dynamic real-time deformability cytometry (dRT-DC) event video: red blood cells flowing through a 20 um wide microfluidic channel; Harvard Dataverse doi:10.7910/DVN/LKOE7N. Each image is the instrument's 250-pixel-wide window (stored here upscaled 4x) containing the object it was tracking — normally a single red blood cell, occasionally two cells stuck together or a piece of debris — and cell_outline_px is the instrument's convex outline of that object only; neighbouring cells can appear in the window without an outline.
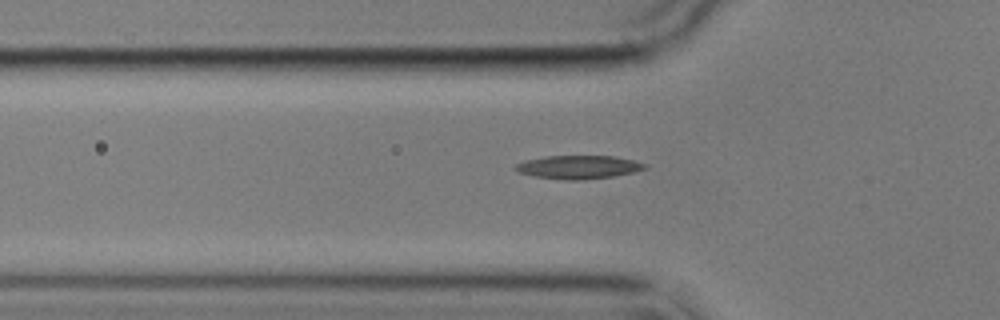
{"species": "common noctule bat (a hibernating species)", "species_latin": "Nyctalus noctula", "temperature_condition": "cold", "stored_images_in_passage": 6, "camera_frame_rate_fps": 3000, "um_per_image_px": 0.085, "animal": {"sex": "male", "body_mass_g": 17.9}, "frame": {"image": 1, "passage_image": 6, "time_ms": 6.0, "image_size_px": [1000, 320], "cell_outline_px": [[648, 168], [632, 172], [612, 176], [580, 180], [568, 180], [536, 176], [520, 172], [512, 168], [516, 164], [528, 160], [544, 156], [612, 156], [632, 160], [648, 164]], "centroid_in_image_um": [49.19, 14.19], "position_along_channel_um": 76.6, "area_um2": 17.34}}